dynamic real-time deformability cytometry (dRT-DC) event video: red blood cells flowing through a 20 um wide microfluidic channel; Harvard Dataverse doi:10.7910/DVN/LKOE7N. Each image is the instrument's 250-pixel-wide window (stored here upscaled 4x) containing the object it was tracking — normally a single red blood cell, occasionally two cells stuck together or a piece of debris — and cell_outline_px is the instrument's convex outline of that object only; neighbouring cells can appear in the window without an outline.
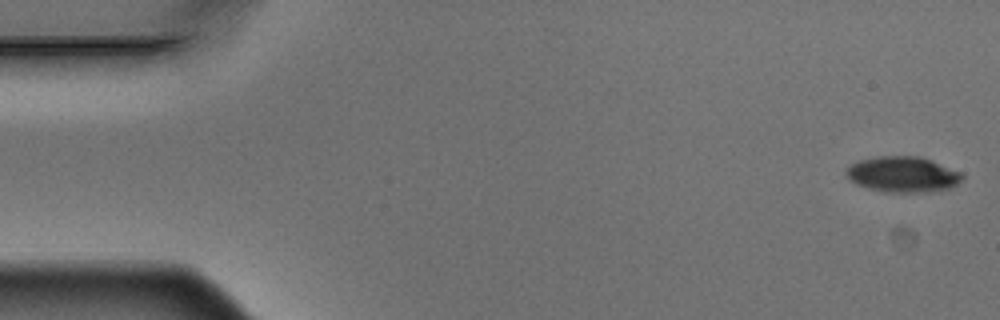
{"species": "Egyptian fruit bat (a non-hibernating species)", "species_latin": "Rousettus aegyptiacus", "temperature_condition": "warm", "stored_images_in_passage": 5, "camera_frame_rate_fps": 3000, "um_per_image_px": 0.085, "animal": {"sex": "male"}, "frame": {"image": 1, "passage_image": 1, "time_ms": 0.0, "image_size_px": [1000, 320], "cell_outline_px": [[964, 180], [948, 188], [932, 192], [884, 192], [868, 188], [856, 184], [848, 180], [844, 172], [852, 164], [860, 160], [880, 156], [920, 156], [932, 160], [960, 172], [964, 176]], "centroid_in_image_um": [76.73, 14.83], "position_along_channel_um": 8.3, "area_um2": 24.22}}